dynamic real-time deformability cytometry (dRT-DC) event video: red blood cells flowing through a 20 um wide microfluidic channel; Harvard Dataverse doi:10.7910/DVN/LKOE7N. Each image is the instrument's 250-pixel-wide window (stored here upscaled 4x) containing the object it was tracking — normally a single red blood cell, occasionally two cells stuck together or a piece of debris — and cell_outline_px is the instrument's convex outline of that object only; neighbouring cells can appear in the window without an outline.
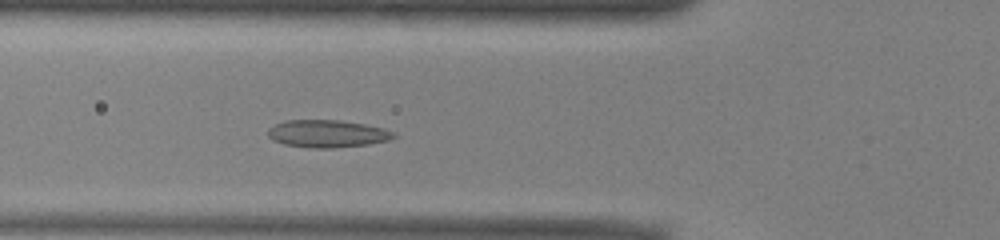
{"species": "common noctule bat (a hibernating species)", "species_latin": "Nyctalus noctula", "temperature_condition": "warm", "stored_images_in_passage": 38, "camera_frame_rate_fps": 3000, "um_per_image_px": 0.085, "animal": {"sex": "male", "body_mass_g": 13.0, "forearm_length_mm": 53.1}, "frame": {"image": 1, "passage_image": 4, "time_ms": 1.0, "image_size_px": [1000, 240], "cell_outline_px": [[396, 136], [388, 140], [368, 144], [332, 148], [312, 148], [284, 144], [272, 140], [268, 136], [268, 128], [284, 120], [340, 120], [364, 124], [384, 128], [396, 132]], "centroid_in_image_um": [27.82, 11.36], "position_along_channel_um": 98.0, "area_um2": 20.17}}
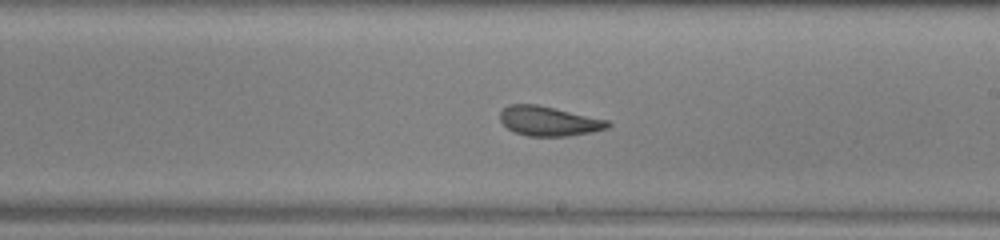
{"frame": {"image": 2, "passage_image": 15, "time_ms": 4.667, "image_size_px": [1000, 240], "cell_outline_px": [[612, 124], [608, 128], [592, 132], [568, 136], [528, 136], [516, 132], [508, 128], [500, 120], [500, 112], [508, 104], [536, 104], [608, 120]], "centroid_in_image_um": [46.66, 10.29], "position_along_channel_um": 242.3, "area_um2": 18.44}}
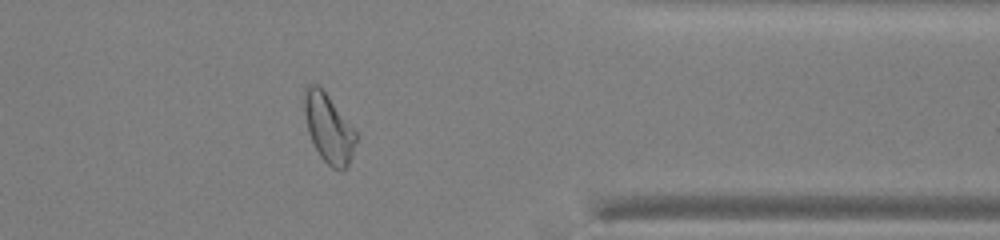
{"frame": {"image": 3, "passage_image": 27, "time_ms": 8.667, "image_size_px": [1000, 240], "cell_outline_px": [[356, 140], [348, 164], [340, 172], [332, 168], [320, 156], [308, 132], [304, 112], [304, 88], [308, 84], [320, 84], [356, 132]], "centroid_in_image_um": [27.9, 10.85], "position_along_channel_um": 383.5, "area_um2": 20.52}, "authors_computed_cell_mechanics": {"area_um2": 19.2474, "velocity_mm_per_s": 3.9403, "shape_relaxation_time_tau1_ms": null, "shape_relaxation_time_tau2_ms": 1.5332, "deformation_change_tau1": null, "deformation_change_tau2": 0.0882}}